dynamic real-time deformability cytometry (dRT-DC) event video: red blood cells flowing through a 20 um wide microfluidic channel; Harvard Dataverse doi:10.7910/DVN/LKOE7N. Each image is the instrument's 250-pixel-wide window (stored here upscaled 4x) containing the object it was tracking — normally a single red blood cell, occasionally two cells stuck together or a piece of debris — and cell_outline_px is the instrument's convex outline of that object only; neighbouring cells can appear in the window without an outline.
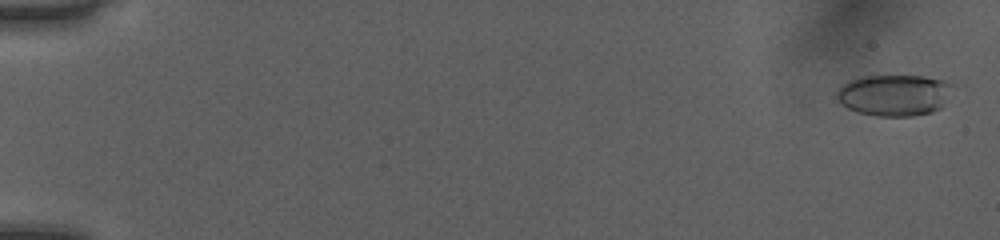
{"species": "human", "species_latin": "Homo sapiens", "temperature_condition": "room temperature", "stored_images_in_passage": 51, "camera_frame_rate_fps": 3000, "um_per_image_px": 0.085, "donor": {"sex": "female"}, "frame": {"image": 1, "passage_image": 1, "time_ms": 0.0, "image_size_px": [1000, 240], "cell_outline_px": [[956, 84], [940, 108], [932, 112], [912, 116], [876, 116], [856, 112], [840, 104], [836, 100], [836, 88], [840, 84], [848, 80], [860, 76], [924, 76], [948, 80]], "centroid_in_image_um": [75.98, 8.07], "position_along_channel_um": 9.0, "area_um2": 28.61}}
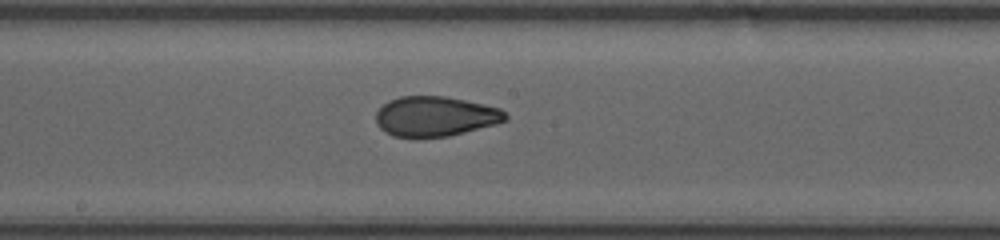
{"frame": {"image": 2, "passage_image": 29, "time_ms": 9.333, "image_size_px": [1000, 240], "cell_outline_px": [[508, 120], [496, 124], [448, 136], [392, 136], [384, 132], [376, 124], [376, 112], [388, 100], [400, 96], [444, 96], [484, 104], [500, 108], [508, 116]], "centroid_in_image_um": [36.99, 9.88], "position_along_channel_um": 211.2, "area_um2": 30.0}}
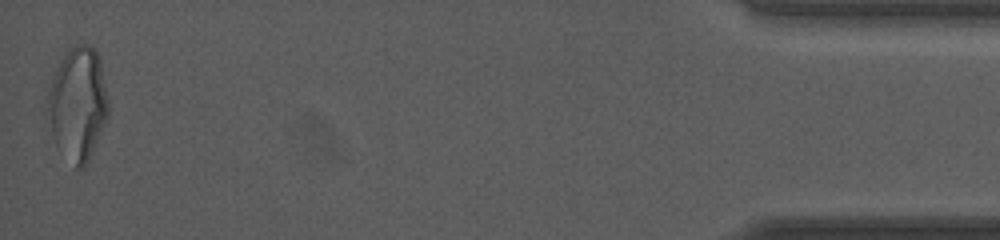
{"frame": {"image": 3, "passage_image": 51, "time_ms": 16.667, "image_size_px": [1000, 240], "cell_outline_px": [[108, 116], [88, 164], [84, 168], [76, 168], [56, 148], [44, 116], [48, 92], [52, 76], [60, 60], [68, 48], [76, 44], [88, 44], [96, 48], [100, 56], [108, 100]], "centroid_in_image_um": [6.58, 8.84], "position_along_channel_um": 428.6, "area_um2": 41.38}, "authors_computed_cell_mechanics": {"area_um2": 30.4028, "velocity_mm_per_s": 4.0852, "shape_relaxation_time_tau1_ms": 8.4621, "shape_relaxation_time_tau2_ms": 1.171, "deformation_change_tau1": 0.2188, "deformation_change_tau2": 0.0599}}